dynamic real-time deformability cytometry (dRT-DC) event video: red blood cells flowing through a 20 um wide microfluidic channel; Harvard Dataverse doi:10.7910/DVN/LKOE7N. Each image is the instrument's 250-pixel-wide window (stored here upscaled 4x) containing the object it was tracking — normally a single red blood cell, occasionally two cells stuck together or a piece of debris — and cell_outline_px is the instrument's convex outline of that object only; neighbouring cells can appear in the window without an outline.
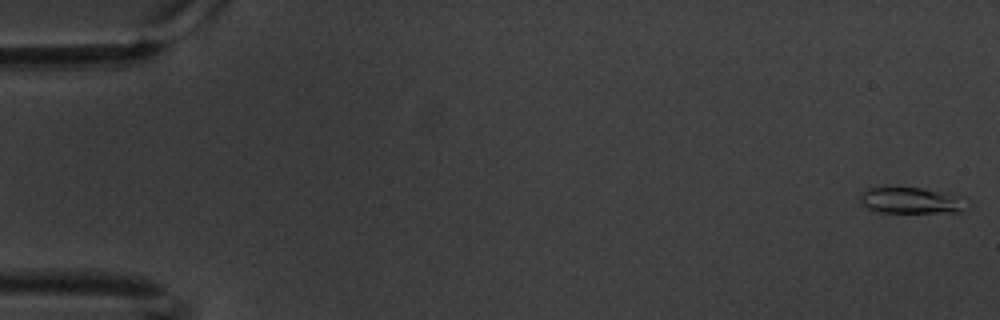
{"species": "common noctule bat (a hibernating species)", "species_latin": "Nyctalus noctula", "temperature_condition": "warm", "stored_images_in_passage": 61, "camera_frame_rate_fps": 3000, "um_per_image_px": 0.085, "animal": {"sex": "male", "body_mass_g": 20.1, "forearm_length_mm": 53.5}, "frame": {"image": 1, "passage_image": 2, "time_ms": 0.333, "image_size_px": [1000, 320], "cell_outline_px": [[972, 204], [968, 208], [960, 212], [876, 212], [868, 208], [860, 200], [860, 192], [868, 188], [884, 184], [892, 184], [920, 188], [944, 192], [964, 196]], "centroid_in_image_um": [77.48, 16.99], "position_along_channel_um": 7.5, "area_um2": 17.4}}
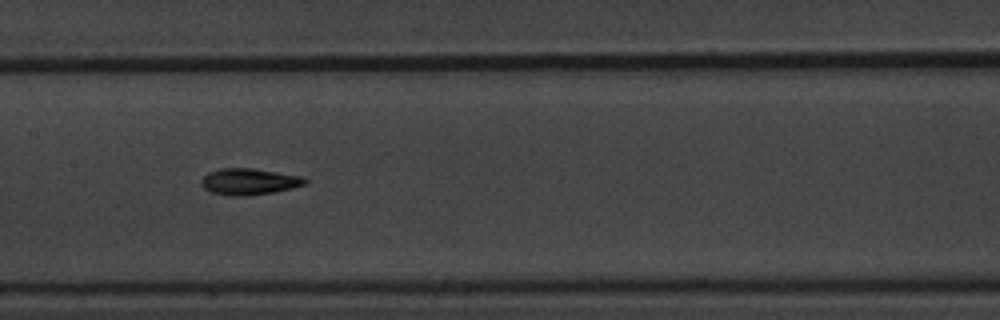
{"frame": {"image": 2, "passage_image": 31, "time_ms": 10.0, "image_size_px": [1000, 320], "cell_outline_px": [[308, 180], [304, 184], [292, 188], [272, 192], [248, 196], [228, 196], [212, 192], [204, 188], [200, 184], [200, 180], [208, 172], [220, 168], [252, 168], [304, 176]], "centroid_in_image_um": [21.16, 15.43], "position_along_channel_um": 186.2, "area_um2": 16.07}}
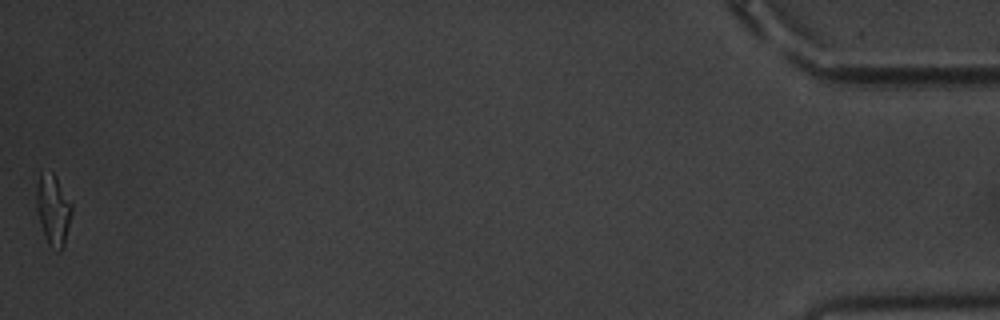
{"frame": {"image": 3, "passage_image": 61, "time_ms": 20.0, "image_size_px": [1000, 320], "cell_outline_px": [[72, 208], [64, 244], [60, 252], [56, 252], [48, 244], [44, 236], [40, 224], [36, 208], [36, 188], [40, 172], [52, 172], [56, 176], [72, 204]], "centroid_in_image_um": [4.49, 17.83], "position_along_channel_um": 430.7, "area_um2": 14.57}, "authors_computed_cell_mechanics": {"area_um2": 15.028, "velocity_mm_per_s": 3.3836, "shape_relaxation_time_tau1_ms": 4.0341, "shape_relaxation_time_tau2_ms": 4.0515, "deformation_change_tau1": 0.1641, "deformation_change_tau2": 0.1194}}